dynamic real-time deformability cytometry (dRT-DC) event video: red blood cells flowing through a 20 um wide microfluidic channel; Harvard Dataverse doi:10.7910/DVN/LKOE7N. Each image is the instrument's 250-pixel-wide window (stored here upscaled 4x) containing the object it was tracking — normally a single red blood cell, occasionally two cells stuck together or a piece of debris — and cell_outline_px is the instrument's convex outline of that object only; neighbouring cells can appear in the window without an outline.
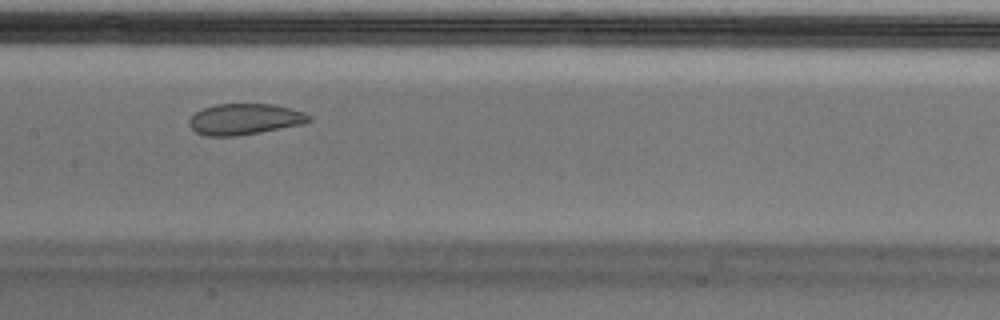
{"species": "Egyptian fruit bat (a non-hibernating species)", "species_latin": "Rousettus aegyptiacus", "temperature_condition": "cold", "stored_images_in_passage": 49, "camera_frame_rate_fps": 3000, "um_per_image_px": 0.085, "animal": {"sex": "male"}, "frame": {"image": 1, "passage_image": 22, "time_ms": 7.0, "image_size_px": [1000, 320], "cell_outline_px": [[312, 120], [304, 124], [260, 132], [236, 136], [204, 136], [196, 132], [188, 124], [188, 120], [196, 112], [204, 108], [216, 104], [276, 104], [304, 112], [312, 116]], "centroid_in_image_um": [20.82, 10.13], "position_along_channel_um": 186.6, "area_um2": 21.79}, "authors_computed_cell_mechanics": {"area_um2": 24.7962, "velocity_mm_per_s": 3.6868, "shape_relaxation_time_tau1_ms": null, "shape_relaxation_time_tau2_ms": 1.1982, "deformation_change_tau1": null, "deformation_change_tau2": 0.0518}}